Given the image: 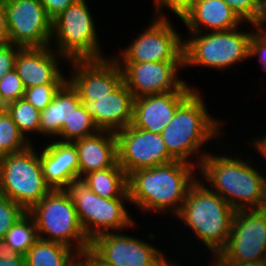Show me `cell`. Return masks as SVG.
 <instances>
[{
  "mask_svg": "<svg viewBox=\"0 0 266 266\" xmlns=\"http://www.w3.org/2000/svg\"><path fill=\"white\" fill-rule=\"evenodd\" d=\"M99 131L93 119L80 104L73 110L68 122H65L55 140L60 142H74L78 139L96 134Z\"/></svg>",
  "mask_w": 266,
  "mask_h": 266,
  "instance_id": "4316f807",
  "label": "cell"
},
{
  "mask_svg": "<svg viewBox=\"0 0 266 266\" xmlns=\"http://www.w3.org/2000/svg\"><path fill=\"white\" fill-rule=\"evenodd\" d=\"M123 82L134 98L171 91H195L188 81L179 78L184 61L119 63ZM179 76V77H178Z\"/></svg>",
  "mask_w": 266,
  "mask_h": 266,
  "instance_id": "4fadbf2b",
  "label": "cell"
},
{
  "mask_svg": "<svg viewBox=\"0 0 266 266\" xmlns=\"http://www.w3.org/2000/svg\"><path fill=\"white\" fill-rule=\"evenodd\" d=\"M221 251L232 260L266 263V208L236 211Z\"/></svg>",
  "mask_w": 266,
  "mask_h": 266,
  "instance_id": "5bb4252c",
  "label": "cell"
},
{
  "mask_svg": "<svg viewBox=\"0 0 266 266\" xmlns=\"http://www.w3.org/2000/svg\"><path fill=\"white\" fill-rule=\"evenodd\" d=\"M79 254L70 247L37 239L24 255L26 266H73Z\"/></svg>",
  "mask_w": 266,
  "mask_h": 266,
  "instance_id": "cb8c5ba5",
  "label": "cell"
},
{
  "mask_svg": "<svg viewBox=\"0 0 266 266\" xmlns=\"http://www.w3.org/2000/svg\"><path fill=\"white\" fill-rule=\"evenodd\" d=\"M173 266H181V264L179 263V261L177 262L176 260V263Z\"/></svg>",
  "mask_w": 266,
  "mask_h": 266,
  "instance_id": "bcb514c9",
  "label": "cell"
},
{
  "mask_svg": "<svg viewBox=\"0 0 266 266\" xmlns=\"http://www.w3.org/2000/svg\"><path fill=\"white\" fill-rule=\"evenodd\" d=\"M77 261L82 266H106L100 262L89 250L79 255Z\"/></svg>",
  "mask_w": 266,
  "mask_h": 266,
  "instance_id": "60d3db41",
  "label": "cell"
},
{
  "mask_svg": "<svg viewBox=\"0 0 266 266\" xmlns=\"http://www.w3.org/2000/svg\"><path fill=\"white\" fill-rule=\"evenodd\" d=\"M5 110L11 116L12 121L17 125L25 138L29 140L30 143L34 144L33 140H35V138L31 137V135H39L41 111L36 109L24 98L7 104Z\"/></svg>",
  "mask_w": 266,
  "mask_h": 266,
  "instance_id": "484cf974",
  "label": "cell"
},
{
  "mask_svg": "<svg viewBox=\"0 0 266 266\" xmlns=\"http://www.w3.org/2000/svg\"><path fill=\"white\" fill-rule=\"evenodd\" d=\"M8 43V28L4 0H0V44Z\"/></svg>",
  "mask_w": 266,
  "mask_h": 266,
  "instance_id": "ab89813d",
  "label": "cell"
},
{
  "mask_svg": "<svg viewBox=\"0 0 266 266\" xmlns=\"http://www.w3.org/2000/svg\"><path fill=\"white\" fill-rule=\"evenodd\" d=\"M79 159V177L94 171L114 167L118 163L117 138L113 131L96 134L72 142Z\"/></svg>",
  "mask_w": 266,
  "mask_h": 266,
  "instance_id": "7402d4cb",
  "label": "cell"
},
{
  "mask_svg": "<svg viewBox=\"0 0 266 266\" xmlns=\"http://www.w3.org/2000/svg\"><path fill=\"white\" fill-rule=\"evenodd\" d=\"M27 213V211L8 197L0 195V239Z\"/></svg>",
  "mask_w": 266,
  "mask_h": 266,
  "instance_id": "f546056e",
  "label": "cell"
},
{
  "mask_svg": "<svg viewBox=\"0 0 266 266\" xmlns=\"http://www.w3.org/2000/svg\"><path fill=\"white\" fill-rule=\"evenodd\" d=\"M144 31L111 56L118 63L184 61V38L173 26L170 16H152ZM171 21V22H170Z\"/></svg>",
  "mask_w": 266,
  "mask_h": 266,
  "instance_id": "30bf717a",
  "label": "cell"
},
{
  "mask_svg": "<svg viewBox=\"0 0 266 266\" xmlns=\"http://www.w3.org/2000/svg\"><path fill=\"white\" fill-rule=\"evenodd\" d=\"M27 213L34 219L39 239L64 244L79 255L90 249L75 205L65 189H51Z\"/></svg>",
  "mask_w": 266,
  "mask_h": 266,
  "instance_id": "ba28073f",
  "label": "cell"
},
{
  "mask_svg": "<svg viewBox=\"0 0 266 266\" xmlns=\"http://www.w3.org/2000/svg\"><path fill=\"white\" fill-rule=\"evenodd\" d=\"M118 164L128 175L134 170L175 161L168 153L160 133L136 128L132 124L115 132Z\"/></svg>",
  "mask_w": 266,
  "mask_h": 266,
  "instance_id": "9a60e30c",
  "label": "cell"
},
{
  "mask_svg": "<svg viewBox=\"0 0 266 266\" xmlns=\"http://www.w3.org/2000/svg\"><path fill=\"white\" fill-rule=\"evenodd\" d=\"M227 153L209 152L198 167L199 180L235 211L266 208L265 169L251 165L250 158L246 160L244 155L241 158L240 154L233 157Z\"/></svg>",
  "mask_w": 266,
  "mask_h": 266,
  "instance_id": "7a4b0ae2",
  "label": "cell"
},
{
  "mask_svg": "<svg viewBox=\"0 0 266 266\" xmlns=\"http://www.w3.org/2000/svg\"><path fill=\"white\" fill-rule=\"evenodd\" d=\"M235 210L199 178L190 186L179 212L174 216L206 250L221 251L229 238Z\"/></svg>",
  "mask_w": 266,
  "mask_h": 266,
  "instance_id": "277c9868",
  "label": "cell"
},
{
  "mask_svg": "<svg viewBox=\"0 0 266 266\" xmlns=\"http://www.w3.org/2000/svg\"><path fill=\"white\" fill-rule=\"evenodd\" d=\"M37 146L8 154L0 163V195L27 212L51 190L45 182Z\"/></svg>",
  "mask_w": 266,
  "mask_h": 266,
  "instance_id": "9c48e42d",
  "label": "cell"
},
{
  "mask_svg": "<svg viewBox=\"0 0 266 266\" xmlns=\"http://www.w3.org/2000/svg\"><path fill=\"white\" fill-rule=\"evenodd\" d=\"M39 151L45 182L51 189H65L72 179L79 178V159L71 142L48 140Z\"/></svg>",
  "mask_w": 266,
  "mask_h": 266,
  "instance_id": "ffe728a7",
  "label": "cell"
},
{
  "mask_svg": "<svg viewBox=\"0 0 266 266\" xmlns=\"http://www.w3.org/2000/svg\"><path fill=\"white\" fill-rule=\"evenodd\" d=\"M198 90L199 88L177 108L173 119L160 133L168 153L175 160L190 163L197 168L209 153L204 151L209 142L217 145L220 140H224L222 137L220 139L224 121L209 114L204 100L206 97Z\"/></svg>",
  "mask_w": 266,
  "mask_h": 266,
  "instance_id": "3957f363",
  "label": "cell"
},
{
  "mask_svg": "<svg viewBox=\"0 0 266 266\" xmlns=\"http://www.w3.org/2000/svg\"><path fill=\"white\" fill-rule=\"evenodd\" d=\"M194 91H171L134 99L132 125L152 133H161L173 119L177 108Z\"/></svg>",
  "mask_w": 266,
  "mask_h": 266,
  "instance_id": "d6986e66",
  "label": "cell"
},
{
  "mask_svg": "<svg viewBox=\"0 0 266 266\" xmlns=\"http://www.w3.org/2000/svg\"><path fill=\"white\" fill-rule=\"evenodd\" d=\"M196 2V0H154V16L167 17L166 11H172L176 18L182 15ZM166 8V10H165ZM165 10V12H164Z\"/></svg>",
  "mask_w": 266,
  "mask_h": 266,
  "instance_id": "836d02e7",
  "label": "cell"
},
{
  "mask_svg": "<svg viewBox=\"0 0 266 266\" xmlns=\"http://www.w3.org/2000/svg\"><path fill=\"white\" fill-rule=\"evenodd\" d=\"M212 263L209 266H266V263L240 262L228 258L222 251L211 253Z\"/></svg>",
  "mask_w": 266,
  "mask_h": 266,
  "instance_id": "74e56055",
  "label": "cell"
},
{
  "mask_svg": "<svg viewBox=\"0 0 266 266\" xmlns=\"http://www.w3.org/2000/svg\"><path fill=\"white\" fill-rule=\"evenodd\" d=\"M196 171L195 165L180 160L132 171L127 175L130 205L143 214L162 212L161 218L170 215L174 219L198 179Z\"/></svg>",
  "mask_w": 266,
  "mask_h": 266,
  "instance_id": "6da1fadb",
  "label": "cell"
},
{
  "mask_svg": "<svg viewBox=\"0 0 266 266\" xmlns=\"http://www.w3.org/2000/svg\"><path fill=\"white\" fill-rule=\"evenodd\" d=\"M19 254L7 245L4 239H0V259L1 260H13Z\"/></svg>",
  "mask_w": 266,
  "mask_h": 266,
  "instance_id": "b9f144b4",
  "label": "cell"
},
{
  "mask_svg": "<svg viewBox=\"0 0 266 266\" xmlns=\"http://www.w3.org/2000/svg\"><path fill=\"white\" fill-rule=\"evenodd\" d=\"M134 97L122 82L101 99L81 100L86 112L99 130L116 132L133 121Z\"/></svg>",
  "mask_w": 266,
  "mask_h": 266,
  "instance_id": "ac0fdd59",
  "label": "cell"
},
{
  "mask_svg": "<svg viewBox=\"0 0 266 266\" xmlns=\"http://www.w3.org/2000/svg\"><path fill=\"white\" fill-rule=\"evenodd\" d=\"M20 49L21 47L12 43L0 44V80L15 69L16 57Z\"/></svg>",
  "mask_w": 266,
  "mask_h": 266,
  "instance_id": "d590c367",
  "label": "cell"
},
{
  "mask_svg": "<svg viewBox=\"0 0 266 266\" xmlns=\"http://www.w3.org/2000/svg\"><path fill=\"white\" fill-rule=\"evenodd\" d=\"M83 179L90 189L103 198H129L127 174L117 163L114 167L86 174Z\"/></svg>",
  "mask_w": 266,
  "mask_h": 266,
  "instance_id": "d4e9b609",
  "label": "cell"
},
{
  "mask_svg": "<svg viewBox=\"0 0 266 266\" xmlns=\"http://www.w3.org/2000/svg\"><path fill=\"white\" fill-rule=\"evenodd\" d=\"M78 0H40L47 15L53 20L61 12L65 11L71 4Z\"/></svg>",
  "mask_w": 266,
  "mask_h": 266,
  "instance_id": "8d00e7d4",
  "label": "cell"
},
{
  "mask_svg": "<svg viewBox=\"0 0 266 266\" xmlns=\"http://www.w3.org/2000/svg\"><path fill=\"white\" fill-rule=\"evenodd\" d=\"M124 233L96 236L90 241L89 251L106 266H173L176 263V258L173 261L164 255L166 250L149 243L157 236L152 232H148V241Z\"/></svg>",
  "mask_w": 266,
  "mask_h": 266,
  "instance_id": "8fae6325",
  "label": "cell"
},
{
  "mask_svg": "<svg viewBox=\"0 0 266 266\" xmlns=\"http://www.w3.org/2000/svg\"><path fill=\"white\" fill-rule=\"evenodd\" d=\"M265 134V135H264ZM263 136L261 135L259 137L256 136L252 137V141H250L251 139H249L248 145L250 144V147L255 150V152L257 151L259 154H257V156H260L266 161V133H264ZM252 145V146H251Z\"/></svg>",
  "mask_w": 266,
  "mask_h": 266,
  "instance_id": "f35d334b",
  "label": "cell"
},
{
  "mask_svg": "<svg viewBox=\"0 0 266 266\" xmlns=\"http://www.w3.org/2000/svg\"><path fill=\"white\" fill-rule=\"evenodd\" d=\"M181 21L188 32L228 31L247 24L223 0H196Z\"/></svg>",
  "mask_w": 266,
  "mask_h": 266,
  "instance_id": "44dd1931",
  "label": "cell"
},
{
  "mask_svg": "<svg viewBox=\"0 0 266 266\" xmlns=\"http://www.w3.org/2000/svg\"><path fill=\"white\" fill-rule=\"evenodd\" d=\"M89 6L87 0H78L52 20L50 46L67 62L109 57L101 50L100 34Z\"/></svg>",
  "mask_w": 266,
  "mask_h": 266,
  "instance_id": "5b68a950",
  "label": "cell"
},
{
  "mask_svg": "<svg viewBox=\"0 0 266 266\" xmlns=\"http://www.w3.org/2000/svg\"><path fill=\"white\" fill-rule=\"evenodd\" d=\"M5 109V106L0 102V113Z\"/></svg>",
  "mask_w": 266,
  "mask_h": 266,
  "instance_id": "f6af8a7d",
  "label": "cell"
},
{
  "mask_svg": "<svg viewBox=\"0 0 266 266\" xmlns=\"http://www.w3.org/2000/svg\"><path fill=\"white\" fill-rule=\"evenodd\" d=\"M241 26L228 31L188 32L184 37V68H210L222 73L249 59V43L253 30Z\"/></svg>",
  "mask_w": 266,
  "mask_h": 266,
  "instance_id": "8992f818",
  "label": "cell"
},
{
  "mask_svg": "<svg viewBox=\"0 0 266 266\" xmlns=\"http://www.w3.org/2000/svg\"><path fill=\"white\" fill-rule=\"evenodd\" d=\"M80 104L78 92L66 80L56 91L51 103L41 110L39 134L49 140H55L64 123L68 122L73 110Z\"/></svg>",
  "mask_w": 266,
  "mask_h": 266,
  "instance_id": "603a6c76",
  "label": "cell"
},
{
  "mask_svg": "<svg viewBox=\"0 0 266 266\" xmlns=\"http://www.w3.org/2000/svg\"><path fill=\"white\" fill-rule=\"evenodd\" d=\"M73 266H82L78 261Z\"/></svg>",
  "mask_w": 266,
  "mask_h": 266,
  "instance_id": "7dc6e473",
  "label": "cell"
},
{
  "mask_svg": "<svg viewBox=\"0 0 266 266\" xmlns=\"http://www.w3.org/2000/svg\"><path fill=\"white\" fill-rule=\"evenodd\" d=\"M62 84H44L26 88L24 99L38 110H44L52 101L56 91Z\"/></svg>",
  "mask_w": 266,
  "mask_h": 266,
  "instance_id": "1f68e13d",
  "label": "cell"
},
{
  "mask_svg": "<svg viewBox=\"0 0 266 266\" xmlns=\"http://www.w3.org/2000/svg\"><path fill=\"white\" fill-rule=\"evenodd\" d=\"M254 26L257 30L266 33V0H261L259 18Z\"/></svg>",
  "mask_w": 266,
  "mask_h": 266,
  "instance_id": "7bdbcfd3",
  "label": "cell"
},
{
  "mask_svg": "<svg viewBox=\"0 0 266 266\" xmlns=\"http://www.w3.org/2000/svg\"><path fill=\"white\" fill-rule=\"evenodd\" d=\"M24 92V85L15 69L8 72L3 78H1L0 102L4 106L18 99H22L24 97Z\"/></svg>",
  "mask_w": 266,
  "mask_h": 266,
  "instance_id": "4dcf8cb0",
  "label": "cell"
},
{
  "mask_svg": "<svg viewBox=\"0 0 266 266\" xmlns=\"http://www.w3.org/2000/svg\"><path fill=\"white\" fill-rule=\"evenodd\" d=\"M243 23L255 25L260 14L261 0H223Z\"/></svg>",
  "mask_w": 266,
  "mask_h": 266,
  "instance_id": "d6a6232c",
  "label": "cell"
},
{
  "mask_svg": "<svg viewBox=\"0 0 266 266\" xmlns=\"http://www.w3.org/2000/svg\"><path fill=\"white\" fill-rule=\"evenodd\" d=\"M30 145L32 143L20 132L4 109L0 113V160L2 161L8 154L21 152Z\"/></svg>",
  "mask_w": 266,
  "mask_h": 266,
  "instance_id": "83f0119b",
  "label": "cell"
},
{
  "mask_svg": "<svg viewBox=\"0 0 266 266\" xmlns=\"http://www.w3.org/2000/svg\"><path fill=\"white\" fill-rule=\"evenodd\" d=\"M67 64L72 65L67 80L78 92L80 100L101 99L123 82L121 67L111 55L99 60H73Z\"/></svg>",
  "mask_w": 266,
  "mask_h": 266,
  "instance_id": "2e32d148",
  "label": "cell"
},
{
  "mask_svg": "<svg viewBox=\"0 0 266 266\" xmlns=\"http://www.w3.org/2000/svg\"><path fill=\"white\" fill-rule=\"evenodd\" d=\"M254 32L249 43V59L257 57L264 71L266 70V33L261 32L252 24ZM266 72V71H265Z\"/></svg>",
  "mask_w": 266,
  "mask_h": 266,
  "instance_id": "e575fe53",
  "label": "cell"
},
{
  "mask_svg": "<svg viewBox=\"0 0 266 266\" xmlns=\"http://www.w3.org/2000/svg\"><path fill=\"white\" fill-rule=\"evenodd\" d=\"M0 266H26V260L24 255L19 254L15 259L9 260H1Z\"/></svg>",
  "mask_w": 266,
  "mask_h": 266,
  "instance_id": "ee69618b",
  "label": "cell"
},
{
  "mask_svg": "<svg viewBox=\"0 0 266 266\" xmlns=\"http://www.w3.org/2000/svg\"><path fill=\"white\" fill-rule=\"evenodd\" d=\"M70 195L89 241L105 233L122 232L135 228L136 222L129 215V198H103L94 193L87 182L79 177L72 179L65 188Z\"/></svg>",
  "mask_w": 266,
  "mask_h": 266,
  "instance_id": "52a82bcc",
  "label": "cell"
},
{
  "mask_svg": "<svg viewBox=\"0 0 266 266\" xmlns=\"http://www.w3.org/2000/svg\"><path fill=\"white\" fill-rule=\"evenodd\" d=\"M38 239L34 219L26 213L6 234L7 245L18 254L25 255Z\"/></svg>",
  "mask_w": 266,
  "mask_h": 266,
  "instance_id": "f1b7e54d",
  "label": "cell"
},
{
  "mask_svg": "<svg viewBox=\"0 0 266 266\" xmlns=\"http://www.w3.org/2000/svg\"><path fill=\"white\" fill-rule=\"evenodd\" d=\"M8 43L21 48L50 46L52 19L40 0H4Z\"/></svg>",
  "mask_w": 266,
  "mask_h": 266,
  "instance_id": "7c38bea8",
  "label": "cell"
},
{
  "mask_svg": "<svg viewBox=\"0 0 266 266\" xmlns=\"http://www.w3.org/2000/svg\"><path fill=\"white\" fill-rule=\"evenodd\" d=\"M61 60L67 61L51 46L21 48L17 53L15 70L25 89L44 84H63L67 75L59 66Z\"/></svg>",
  "mask_w": 266,
  "mask_h": 266,
  "instance_id": "e0dca14e",
  "label": "cell"
}]
</instances>
